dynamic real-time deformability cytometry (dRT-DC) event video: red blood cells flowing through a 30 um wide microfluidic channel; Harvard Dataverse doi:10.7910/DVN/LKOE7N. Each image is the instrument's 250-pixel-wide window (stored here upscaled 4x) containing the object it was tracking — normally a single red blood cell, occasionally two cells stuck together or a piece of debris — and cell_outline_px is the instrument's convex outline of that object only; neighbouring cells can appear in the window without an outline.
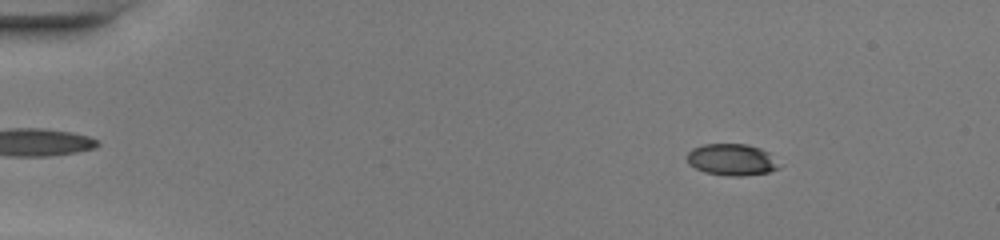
{"species": "common noctule bat (a hibernating species)", "species_latin": "Nyctalus noctula", "temperature_condition": "warm", "stored_images_in_passage": 49, "camera_frame_rate_fps": 3000, "um_per_image_px": 0.085, "animal": {"sex": "female", "body_mass_g": 20.0, "forearm_length_mm": 54.0}, "frame": {"image": 1, "passage_image": 7, "time_ms": 2.0, "image_size_px": [1000, 240], "cell_outline_px": [[784, 164], [780, 168], [768, 172], [744, 176], [728, 176], [704, 172], [688, 164], [688, 152], [692, 148], [704, 144], [748, 144], [760, 148], [768, 152]], "centroid_in_image_um": [62.26, 13.57], "position_along_channel_um": 22.7, "area_um2": 17.28}}
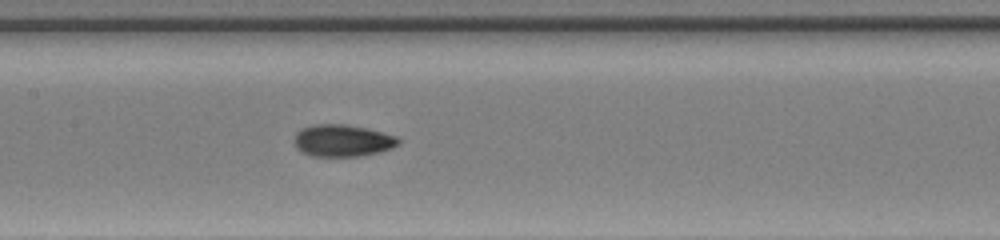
{"frame": {"image": 2, "passage_image": 25, "time_ms": 8.0, "image_size_px": [1000, 240], "cell_outline_px": [[400, 144], [392, 148], [380, 152], [360, 156], [312, 156], [300, 152], [296, 148], [292, 140], [296, 132], [300, 128], [312, 124], [344, 124], [368, 128], [396, 136], [400, 140]], "centroid_in_image_um": [29.07, 11.94], "position_along_channel_um": 178.3, "area_um2": 19.83}}
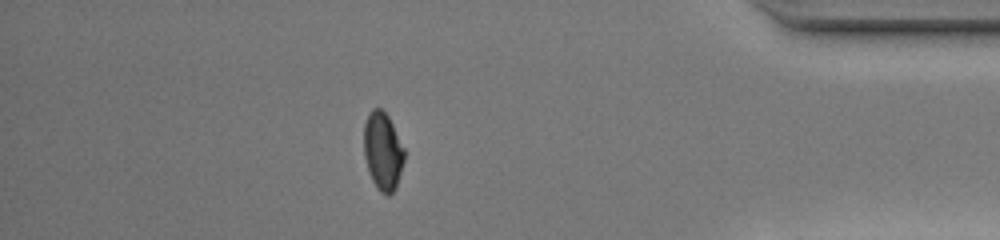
{"frame": {"image": 3, "passage_image": 43, "time_ms": 14.0, "image_size_px": [1000, 240], "cell_outline_px": [[404, 160], [396, 188], [388, 196], [380, 192], [376, 188], [368, 172], [364, 156], [364, 124], [368, 112], [372, 108], [380, 108], [388, 116], [404, 148]], "centroid_in_image_um": [32.52, 12.86], "position_along_channel_um": 402.7, "area_um2": 18.44}, "authors_computed_cell_mechanics": {"area_um2": 18.4382, "velocity_mm_per_s": 4.3139, "shape_relaxation_time_tau1_ms": 5.9225, "shape_relaxation_time_tau2_ms": 1.4869, "deformation_change_tau1": 0.209, "deformation_change_tau2": 0.0505}}